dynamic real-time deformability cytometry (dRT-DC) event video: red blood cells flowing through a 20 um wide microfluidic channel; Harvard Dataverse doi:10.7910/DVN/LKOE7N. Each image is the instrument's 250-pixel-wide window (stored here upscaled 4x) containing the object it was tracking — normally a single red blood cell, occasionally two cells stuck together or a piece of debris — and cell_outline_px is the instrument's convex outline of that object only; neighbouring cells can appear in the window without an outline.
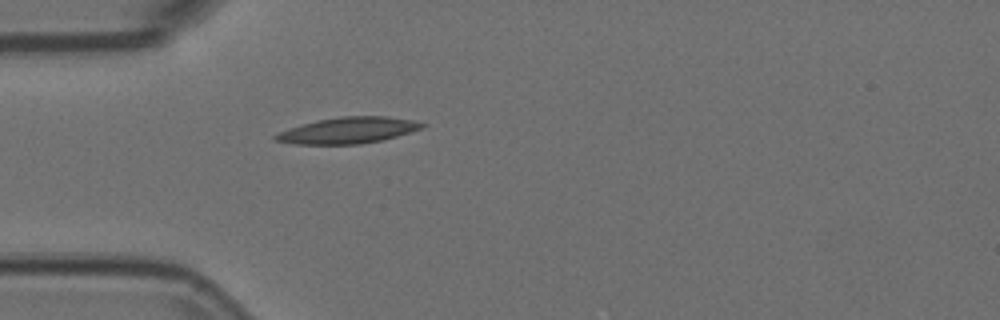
{"species": "Egyptian fruit bat (a non-hibernating species)", "species_latin": "Rousettus aegyptiacus", "temperature_condition": "room temperature", "stored_images_in_passage": 13, "camera_frame_rate_fps": 3000, "um_per_image_px": 0.085, "animal": {"sex": "female"}, "frame": {"image": 1, "passage_image": 1, "time_ms": 0.0, "image_size_px": [1000, 320], "cell_outline_px": [[428, 124], [424, 128], [396, 136], [380, 140], [360, 144], [296, 144], [276, 140], [272, 136], [280, 132], [316, 120], [340, 116], [388, 116], [412, 120]], "centroid_in_image_um": [29.65, 11.07], "position_along_channel_um": 55.4, "area_um2": 22.14}}
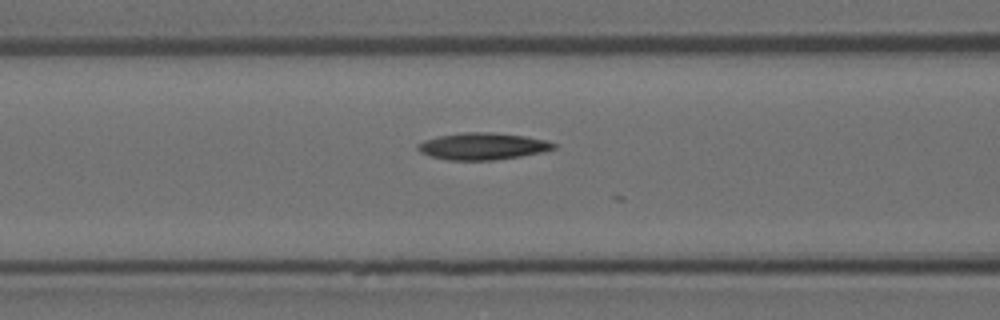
{"frame": {"image": 2, "passage_image": 7, "time_ms": 2.0, "image_size_px": [1000, 320], "cell_outline_px": [[556, 148], [544, 152], [520, 156], [492, 160], [448, 160], [432, 156], [420, 152], [416, 148], [416, 144], [424, 140], [440, 136], [464, 132], [488, 132], [524, 136], [544, 140], [556, 144]], "centroid_in_image_um": [41.01, 12.43], "position_along_channel_um": 125.6, "area_um2": 21.1}}
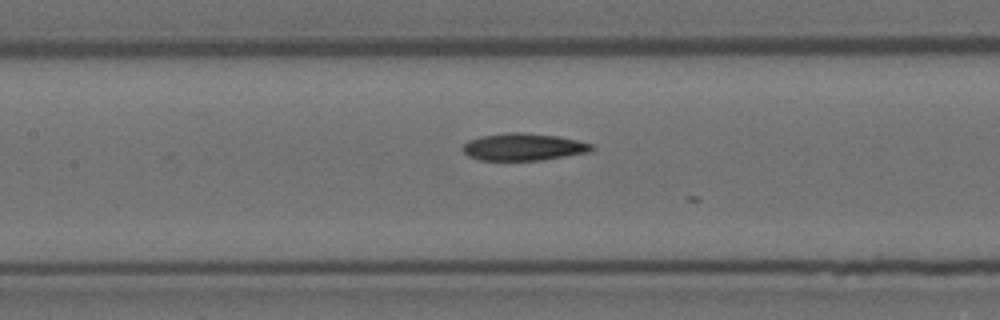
{"frame": {"image": 3, "passage_image": 10, "time_ms": 3.0, "image_size_px": [1000, 320], "cell_outline_px": [[596, 148], [592, 152], [540, 160], [476, 160], [468, 156], [460, 148], [468, 140], [480, 136], [508, 132], [520, 132], [556, 136], [576, 140], [592, 144]], "centroid_in_image_um": [44.47, 12.49], "position_along_channel_um": 162.9, "area_um2": 20.58}}